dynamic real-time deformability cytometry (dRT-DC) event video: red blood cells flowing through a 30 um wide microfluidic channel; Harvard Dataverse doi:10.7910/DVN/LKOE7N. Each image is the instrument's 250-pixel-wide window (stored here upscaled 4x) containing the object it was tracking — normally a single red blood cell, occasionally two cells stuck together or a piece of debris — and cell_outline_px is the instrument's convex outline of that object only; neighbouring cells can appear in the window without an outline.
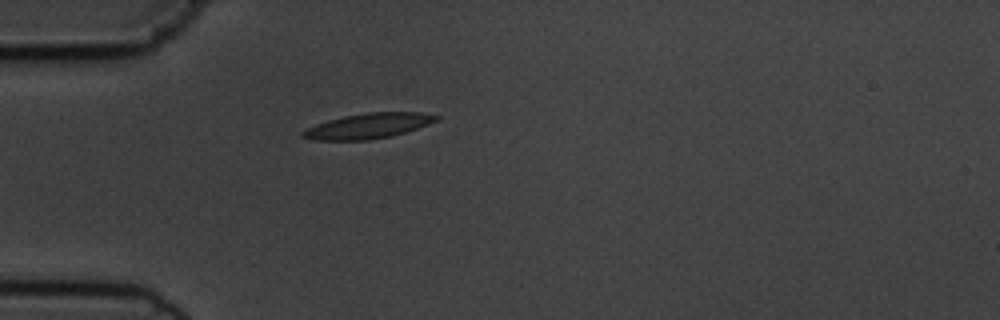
{"species": "common noctule bat (a hibernating species)", "species_latin": "Nyctalus noctula", "temperature_condition": "cold", "stored_images_in_passage": 1, "camera_frame_rate_fps": 3000, "um_per_image_px": 0.085, "animal": {"sex": "male", "body_mass_g": 19.5, "forearm_length_mm": 54.6}, "frame": {"image": 1, "passage_image": 1, "time_ms": 0.0, "image_size_px": [1000, 320], "cell_outline_px": [[440, 116], [436, 120], [428, 124], [392, 136], [368, 140], [312, 140], [300, 136], [300, 132], [316, 124], [328, 120], [344, 116], [368, 112], [420, 112]], "centroid_in_image_um": [31.25, 10.7], "position_along_channel_um": 53.7, "area_um2": 19.48}}